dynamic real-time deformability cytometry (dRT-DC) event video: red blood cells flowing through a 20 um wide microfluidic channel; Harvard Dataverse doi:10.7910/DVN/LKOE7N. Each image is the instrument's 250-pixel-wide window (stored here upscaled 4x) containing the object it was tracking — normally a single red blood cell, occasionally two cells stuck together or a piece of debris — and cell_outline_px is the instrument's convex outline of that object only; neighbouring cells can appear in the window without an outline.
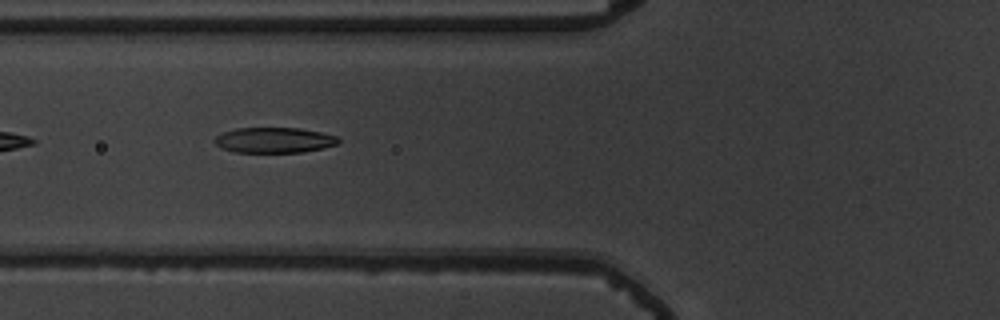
{"species": "common noctule bat (a hibernating species)", "species_latin": "Nyctalus noctula", "temperature_condition": "warm", "stored_images_in_passage": 6, "camera_frame_rate_fps": 3000, "um_per_image_px": 0.085, "animal": {"sex": "male", "body_mass_g": 19.5, "forearm_length_mm": 54.6}, "frame": {"image": 1, "passage_image": 3, "time_ms": 0.667, "image_size_px": [1000, 320], "cell_outline_px": [[340, 144], [324, 148], [304, 152], [236, 152], [220, 148], [212, 140], [216, 136], [224, 132], [236, 128], [300, 128], [320, 132], [336, 136], [340, 140]], "centroid_in_image_um": [23.32, 11.91], "position_along_channel_um": 102.5, "area_um2": 18.44}}